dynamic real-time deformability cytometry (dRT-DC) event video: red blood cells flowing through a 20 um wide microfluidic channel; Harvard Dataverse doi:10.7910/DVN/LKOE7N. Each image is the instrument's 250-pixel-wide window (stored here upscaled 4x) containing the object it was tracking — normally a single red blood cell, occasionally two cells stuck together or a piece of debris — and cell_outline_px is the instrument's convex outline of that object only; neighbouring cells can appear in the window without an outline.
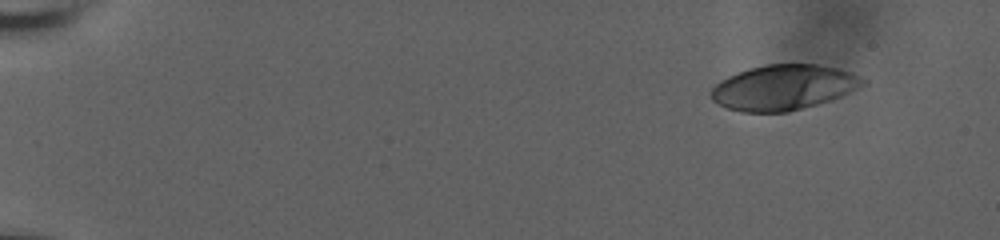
{"species": "human", "species_latin": "Homo sapiens", "temperature_condition": "room temperature", "stored_images_in_passage": 26, "camera_frame_rate_fps": 3000, "um_per_image_px": 0.085, "donor": {"sex": "male"}, "frame": {"image": 1, "passage_image": 1, "time_ms": 0.0, "image_size_px": [1000, 240], "cell_outline_px": [[868, 84], [840, 96], [816, 104], [788, 112], [740, 112], [728, 108], [712, 100], [712, 88], [720, 80], [728, 76], [748, 68], [768, 64], [816, 64], [836, 68], [848, 72], [864, 80]], "centroid_in_image_um": [66.57, 7.43], "position_along_channel_um": 18.4, "area_um2": 39.54}}
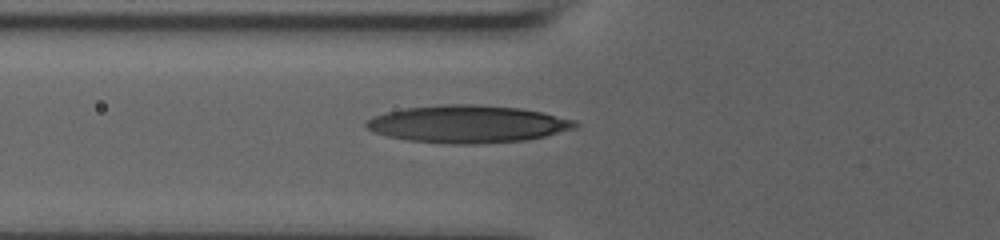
{"frame": {"image": 2, "passage_image": 19, "time_ms": 6.0, "image_size_px": [1000, 240], "cell_outline_px": [[580, 124], [576, 128], [528, 140], [476, 144], [452, 144], [408, 140], [388, 136], [376, 132], [368, 128], [364, 124], [368, 120], [376, 116], [388, 112], [404, 108], [448, 104], [476, 104], [520, 108], [540, 112], [576, 120]], "centroid_in_image_um": [39.81, 10.54], "position_along_channel_um": 86.0, "area_um2": 45.32}}
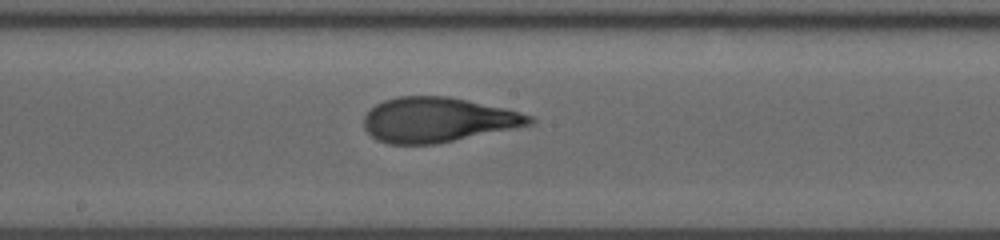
{"frame": {"image": 3, "passage_image": 26, "time_ms": 8.333, "image_size_px": [1000, 240], "cell_outline_px": [[536, 120], [532, 124], [516, 128], [436, 144], [388, 144], [372, 136], [364, 128], [364, 116], [376, 104], [384, 100], [396, 96], [448, 96], [504, 108], [520, 112], [532, 116]], "centroid_in_image_um": [37.22, 10.18], "position_along_channel_um": 211.0, "area_um2": 43.18}}